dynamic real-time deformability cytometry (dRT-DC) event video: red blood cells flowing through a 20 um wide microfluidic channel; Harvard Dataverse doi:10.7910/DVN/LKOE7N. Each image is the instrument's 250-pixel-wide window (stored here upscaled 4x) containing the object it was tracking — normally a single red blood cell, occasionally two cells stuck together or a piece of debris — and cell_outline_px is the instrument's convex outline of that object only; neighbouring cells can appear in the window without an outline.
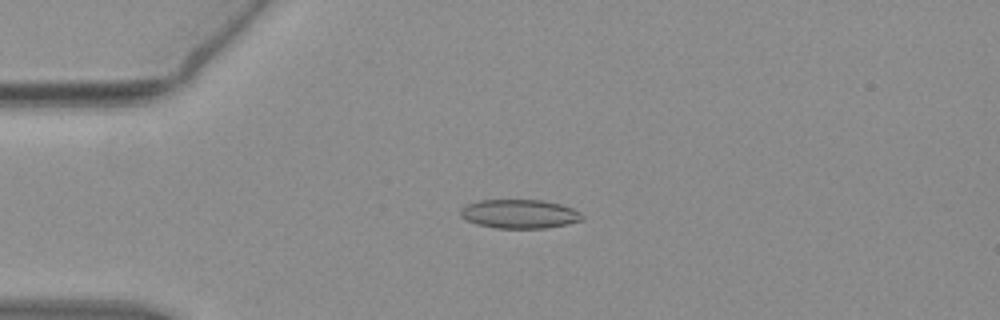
{"species": "common noctule bat (a hibernating species)", "species_latin": "Nyctalus noctula", "temperature_condition": "warm", "stored_images_in_passage": 53, "camera_frame_rate_fps": 3000, "um_per_image_px": 0.085, "animal": {"sex": "female", "body_mass_g": 19.3, "forearm_length_mm": 54.1}, "frame": {"image": 1, "passage_image": 13, "time_ms": 4.0, "image_size_px": [1000, 320], "cell_outline_px": [[584, 220], [544, 228], [496, 228], [476, 224], [460, 216], [460, 208], [468, 204], [480, 200], [544, 200], [560, 204], [572, 208], [580, 212], [584, 216]], "centroid_in_image_um": [44.16, 18.18], "position_along_channel_um": 40.8, "area_um2": 20.46}}
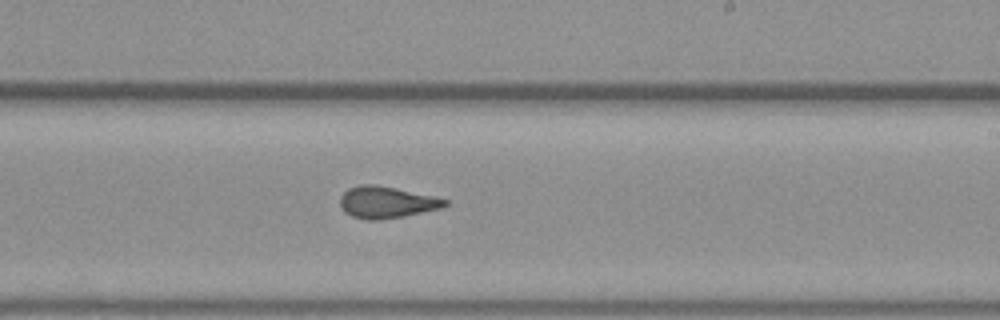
{"frame": {"image": 2, "passage_image": 32, "time_ms": 10.333, "image_size_px": [1000, 320], "cell_outline_px": [[448, 204], [444, 208], [404, 216], [380, 220], [364, 220], [352, 216], [344, 212], [340, 204], [340, 196], [348, 188], [360, 184], [376, 184], [436, 196], [448, 200]], "centroid_in_image_um": [32.87, 17.19], "position_along_channel_um": 256.1, "area_um2": 19.71}}
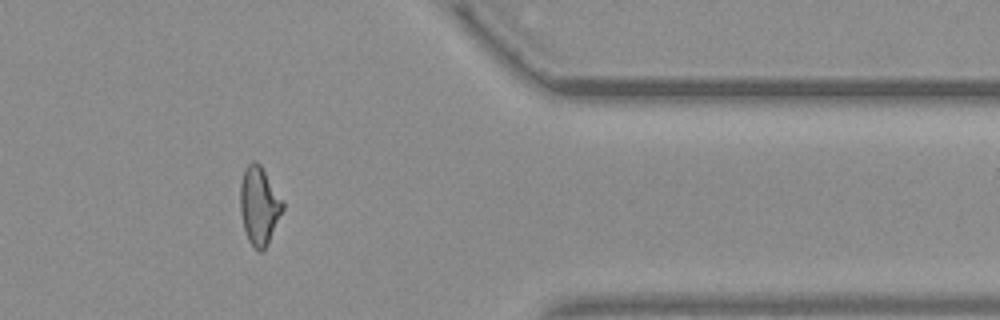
{"frame": {"image": 3, "passage_image": 44, "time_ms": 14.333, "image_size_px": [1000, 320], "cell_outline_px": [[284, 208], [268, 244], [260, 252], [248, 240], [244, 228], [240, 212], [240, 184], [244, 172], [248, 164], [252, 160], [256, 160], [260, 164], [284, 200]], "centroid_in_image_um": [22.04, 17.45], "position_along_channel_um": 389.4, "area_um2": 19.36}, "authors_computed_cell_mechanics": {"area_um2": 19.652, "velocity_mm_per_s": 3.8326, "shape_relaxation_time_tau1_ms": null, "shape_relaxation_time_tau2_ms": 1.7819, "deformation_change_tau1": null, "deformation_change_tau2": 0.0998}}